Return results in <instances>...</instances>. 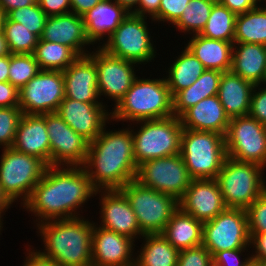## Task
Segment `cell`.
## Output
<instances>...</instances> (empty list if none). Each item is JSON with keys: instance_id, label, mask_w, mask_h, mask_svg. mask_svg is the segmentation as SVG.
Listing matches in <instances>:
<instances>
[{"instance_id": "obj_1", "label": "cell", "mask_w": 266, "mask_h": 266, "mask_svg": "<svg viewBox=\"0 0 266 266\" xmlns=\"http://www.w3.org/2000/svg\"><path fill=\"white\" fill-rule=\"evenodd\" d=\"M96 191L83 166H47L22 207L35 215L36 225L80 217L79 210L82 213L85 203L96 196Z\"/></svg>"}, {"instance_id": "obj_2", "label": "cell", "mask_w": 266, "mask_h": 266, "mask_svg": "<svg viewBox=\"0 0 266 266\" xmlns=\"http://www.w3.org/2000/svg\"><path fill=\"white\" fill-rule=\"evenodd\" d=\"M106 128L89 143L83 167L96 190L121 189L136 179L138 170L131 126L118 131Z\"/></svg>"}, {"instance_id": "obj_3", "label": "cell", "mask_w": 266, "mask_h": 266, "mask_svg": "<svg viewBox=\"0 0 266 266\" xmlns=\"http://www.w3.org/2000/svg\"><path fill=\"white\" fill-rule=\"evenodd\" d=\"M44 250L60 266H92V233L94 221L85 217L49 220L35 225Z\"/></svg>"}, {"instance_id": "obj_4", "label": "cell", "mask_w": 266, "mask_h": 266, "mask_svg": "<svg viewBox=\"0 0 266 266\" xmlns=\"http://www.w3.org/2000/svg\"><path fill=\"white\" fill-rule=\"evenodd\" d=\"M173 100L163 78L135 79L125 96L112 107L111 121L137 122L173 116Z\"/></svg>"}, {"instance_id": "obj_5", "label": "cell", "mask_w": 266, "mask_h": 266, "mask_svg": "<svg viewBox=\"0 0 266 266\" xmlns=\"http://www.w3.org/2000/svg\"><path fill=\"white\" fill-rule=\"evenodd\" d=\"M264 171L261 165L227 156L215 178L225 206L246 210L266 190Z\"/></svg>"}, {"instance_id": "obj_6", "label": "cell", "mask_w": 266, "mask_h": 266, "mask_svg": "<svg viewBox=\"0 0 266 266\" xmlns=\"http://www.w3.org/2000/svg\"><path fill=\"white\" fill-rule=\"evenodd\" d=\"M180 155L192 179H215L227 158L225 135L183 129Z\"/></svg>"}, {"instance_id": "obj_7", "label": "cell", "mask_w": 266, "mask_h": 266, "mask_svg": "<svg viewBox=\"0 0 266 266\" xmlns=\"http://www.w3.org/2000/svg\"><path fill=\"white\" fill-rule=\"evenodd\" d=\"M140 125L137 132L131 127L134 157L137 166L145 161L180 154L183 127L175 115L133 122Z\"/></svg>"}, {"instance_id": "obj_8", "label": "cell", "mask_w": 266, "mask_h": 266, "mask_svg": "<svg viewBox=\"0 0 266 266\" xmlns=\"http://www.w3.org/2000/svg\"><path fill=\"white\" fill-rule=\"evenodd\" d=\"M1 150V187L13 203L21 200L22 206L41 180L47 165L38 157L22 153L13 147Z\"/></svg>"}, {"instance_id": "obj_9", "label": "cell", "mask_w": 266, "mask_h": 266, "mask_svg": "<svg viewBox=\"0 0 266 266\" xmlns=\"http://www.w3.org/2000/svg\"><path fill=\"white\" fill-rule=\"evenodd\" d=\"M120 190L128 199L144 235L161 234L179 208L175 197L147 188L136 180L130 181Z\"/></svg>"}, {"instance_id": "obj_10", "label": "cell", "mask_w": 266, "mask_h": 266, "mask_svg": "<svg viewBox=\"0 0 266 266\" xmlns=\"http://www.w3.org/2000/svg\"><path fill=\"white\" fill-rule=\"evenodd\" d=\"M146 21L147 17L129 14L100 47L108 54L138 65L152 62L157 50Z\"/></svg>"}, {"instance_id": "obj_11", "label": "cell", "mask_w": 266, "mask_h": 266, "mask_svg": "<svg viewBox=\"0 0 266 266\" xmlns=\"http://www.w3.org/2000/svg\"><path fill=\"white\" fill-rule=\"evenodd\" d=\"M202 245L212 256L223 250L251 248L246 210L226 208L204 222Z\"/></svg>"}, {"instance_id": "obj_12", "label": "cell", "mask_w": 266, "mask_h": 266, "mask_svg": "<svg viewBox=\"0 0 266 266\" xmlns=\"http://www.w3.org/2000/svg\"><path fill=\"white\" fill-rule=\"evenodd\" d=\"M227 156L266 167V126L246 115L231 118L225 135Z\"/></svg>"}, {"instance_id": "obj_13", "label": "cell", "mask_w": 266, "mask_h": 266, "mask_svg": "<svg viewBox=\"0 0 266 266\" xmlns=\"http://www.w3.org/2000/svg\"><path fill=\"white\" fill-rule=\"evenodd\" d=\"M135 180L179 200L190 186L192 178L181 155L175 154L143 162L138 166Z\"/></svg>"}, {"instance_id": "obj_14", "label": "cell", "mask_w": 266, "mask_h": 266, "mask_svg": "<svg viewBox=\"0 0 266 266\" xmlns=\"http://www.w3.org/2000/svg\"><path fill=\"white\" fill-rule=\"evenodd\" d=\"M41 115L49 136L50 166H83L90 142L77 134L57 112Z\"/></svg>"}, {"instance_id": "obj_15", "label": "cell", "mask_w": 266, "mask_h": 266, "mask_svg": "<svg viewBox=\"0 0 266 266\" xmlns=\"http://www.w3.org/2000/svg\"><path fill=\"white\" fill-rule=\"evenodd\" d=\"M96 48L88 55L96 65L99 97L111 98L115 107L138 77L139 70H135L138 64L108 54L99 46Z\"/></svg>"}, {"instance_id": "obj_16", "label": "cell", "mask_w": 266, "mask_h": 266, "mask_svg": "<svg viewBox=\"0 0 266 266\" xmlns=\"http://www.w3.org/2000/svg\"><path fill=\"white\" fill-rule=\"evenodd\" d=\"M64 98L63 72L41 70L19 90V107L23 114L57 112Z\"/></svg>"}, {"instance_id": "obj_17", "label": "cell", "mask_w": 266, "mask_h": 266, "mask_svg": "<svg viewBox=\"0 0 266 266\" xmlns=\"http://www.w3.org/2000/svg\"><path fill=\"white\" fill-rule=\"evenodd\" d=\"M97 194L101 196V222L100 225L96 222L98 226L128 236L134 241L144 236L128 199L120 189L97 190Z\"/></svg>"}, {"instance_id": "obj_18", "label": "cell", "mask_w": 266, "mask_h": 266, "mask_svg": "<svg viewBox=\"0 0 266 266\" xmlns=\"http://www.w3.org/2000/svg\"><path fill=\"white\" fill-rule=\"evenodd\" d=\"M106 106L105 103H85L65 97L57 113L77 134L92 142L106 123L111 122V112Z\"/></svg>"}, {"instance_id": "obj_19", "label": "cell", "mask_w": 266, "mask_h": 266, "mask_svg": "<svg viewBox=\"0 0 266 266\" xmlns=\"http://www.w3.org/2000/svg\"><path fill=\"white\" fill-rule=\"evenodd\" d=\"M134 242L128 236L104 229L94 222L92 266H134Z\"/></svg>"}, {"instance_id": "obj_20", "label": "cell", "mask_w": 266, "mask_h": 266, "mask_svg": "<svg viewBox=\"0 0 266 266\" xmlns=\"http://www.w3.org/2000/svg\"><path fill=\"white\" fill-rule=\"evenodd\" d=\"M178 204L182 211L203 223L227 208L215 179H192Z\"/></svg>"}, {"instance_id": "obj_21", "label": "cell", "mask_w": 266, "mask_h": 266, "mask_svg": "<svg viewBox=\"0 0 266 266\" xmlns=\"http://www.w3.org/2000/svg\"><path fill=\"white\" fill-rule=\"evenodd\" d=\"M65 97L85 103H103L97 83V69L89 55L79 56L64 71Z\"/></svg>"}, {"instance_id": "obj_22", "label": "cell", "mask_w": 266, "mask_h": 266, "mask_svg": "<svg viewBox=\"0 0 266 266\" xmlns=\"http://www.w3.org/2000/svg\"><path fill=\"white\" fill-rule=\"evenodd\" d=\"M40 39L66 45L78 56L88 55V46L92 45L86 37L82 16L75 13L48 16Z\"/></svg>"}, {"instance_id": "obj_23", "label": "cell", "mask_w": 266, "mask_h": 266, "mask_svg": "<svg viewBox=\"0 0 266 266\" xmlns=\"http://www.w3.org/2000/svg\"><path fill=\"white\" fill-rule=\"evenodd\" d=\"M129 14L125 8L115 1L102 0L82 15L85 34L92 46L98 42L99 47L100 44H104Z\"/></svg>"}, {"instance_id": "obj_24", "label": "cell", "mask_w": 266, "mask_h": 266, "mask_svg": "<svg viewBox=\"0 0 266 266\" xmlns=\"http://www.w3.org/2000/svg\"><path fill=\"white\" fill-rule=\"evenodd\" d=\"M12 147L38 157L50 166V142L45 118L40 114H23Z\"/></svg>"}, {"instance_id": "obj_25", "label": "cell", "mask_w": 266, "mask_h": 266, "mask_svg": "<svg viewBox=\"0 0 266 266\" xmlns=\"http://www.w3.org/2000/svg\"><path fill=\"white\" fill-rule=\"evenodd\" d=\"M184 129L212 131L226 135L230 118L217 95L204 98L180 116Z\"/></svg>"}, {"instance_id": "obj_26", "label": "cell", "mask_w": 266, "mask_h": 266, "mask_svg": "<svg viewBox=\"0 0 266 266\" xmlns=\"http://www.w3.org/2000/svg\"><path fill=\"white\" fill-rule=\"evenodd\" d=\"M231 71L254 85L266 84L265 45L234 43Z\"/></svg>"}, {"instance_id": "obj_27", "label": "cell", "mask_w": 266, "mask_h": 266, "mask_svg": "<svg viewBox=\"0 0 266 266\" xmlns=\"http://www.w3.org/2000/svg\"><path fill=\"white\" fill-rule=\"evenodd\" d=\"M254 86L232 71L222 73L217 96L230 119L249 114Z\"/></svg>"}, {"instance_id": "obj_28", "label": "cell", "mask_w": 266, "mask_h": 266, "mask_svg": "<svg viewBox=\"0 0 266 266\" xmlns=\"http://www.w3.org/2000/svg\"><path fill=\"white\" fill-rule=\"evenodd\" d=\"M185 44L187 49L203 64L205 69L231 71L234 42L214 40L200 34L192 35Z\"/></svg>"}, {"instance_id": "obj_29", "label": "cell", "mask_w": 266, "mask_h": 266, "mask_svg": "<svg viewBox=\"0 0 266 266\" xmlns=\"http://www.w3.org/2000/svg\"><path fill=\"white\" fill-rule=\"evenodd\" d=\"M178 251L202 245L203 222L178 208L161 233Z\"/></svg>"}, {"instance_id": "obj_30", "label": "cell", "mask_w": 266, "mask_h": 266, "mask_svg": "<svg viewBox=\"0 0 266 266\" xmlns=\"http://www.w3.org/2000/svg\"><path fill=\"white\" fill-rule=\"evenodd\" d=\"M222 72L206 69L188 88L179 91L173 98V114L180 117L187 109L204 98L218 94Z\"/></svg>"}, {"instance_id": "obj_31", "label": "cell", "mask_w": 266, "mask_h": 266, "mask_svg": "<svg viewBox=\"0 0 266 266\" xmlns=\"http://www.w3.org/2000/svg\"><path fill=\"white\" fill-rule=\"evenodd\" d=\"M141 239L134 266H177L179 251L162 234H145Z\"/></svg>"}, {"instance_id": "obj_32", "label": "cell", "mask_w": 266, "mask_h": 266, "mask_svg": "<svg viewBox=\"0 0 266 266\" xmlns=\"http://www.w3.org/2000/svg\"><path fill=\"white\" fill-rule=\"evenodd\" d=\"M166 71L165 77L172 98L181 90L193 84L206 70L203 64L190 52L186 46L181 54Z\"/></svg>"}, {"instance_id": "obj_33", "label": "cell", "mask_w": 266, "mask_h": 266, "mask_svg": "<svg viewBox=\"0 0 266 266\" xmlns=\"http://www.w3.org/2000/svg\"><path fill=\"white\" fill-rule=\"evenodd\" d=\"M234 43L266 45V5L257 7L236 17Z\"/></svg>"}, {"instance_id": "obj_34", "label": "cell", "mask_w": 266, "mask_h": 266, "mask_svg": "<svg viewBox=\"0 0 266 266\" xmlns=\"http://www.w3.org/2000/svg\"><path fill=\"white\" fill-rule=\"evenodd\" d=\"M41 70L64 71L79 56L68 46L38 40L33 53Z\"/></svg>"}, {"instance_id": "obj_35", "label": "cell", "mask_w": 266, "mask_h": 266, "mask_svg": "<svg viewBox=\"0 0 266 266\" xmlns=\"http://www.w3.org/2000/svg\"><path fill=\"white\" fill-rule=\"evenodd\" d=\"M236 17V14L217 0L200 35L209 39L234 42Z\"/></svg>"}, {"instance_id": "obj_36", "label": "cell", "mask_w": 266, "mask_h": 266, "mask_svg": "<svg viewBox=\"0 0 266 266\" xmlns=\"http://www.w3.org/2000/svg\"><path fill=\"white\" fill-rule=\"evenodd\" d=\"M217 0H191L181 17L173 24L185 35H198L205 28L214 3Z\"/></svg>"}, {"instance_id": "obj_37", "label": "cell", "mask_w": 266, "mask_h": 266, "mask_svg": "<svg viewBox=\"0 0 266 266\" xmlns=\"http://www.w3.org/2000/svg\"><path fill=\"white\" fill-rule=\"evenodd\" d=\"M10 54H33L39 38L22 24L11 21L7 16L2 28Z\"/></svg>"}, {"instance_id": "obj_38", "label": "cell", "mask_w": 266, "mask_h": 266, "mask_svg": "<svg viewBox=\"0 0 266 266\" xmlns=\"http://www.w3.org/2000/svg\"><path fill=\"white\" fill-rule=\"evenodd\" d=\"M41 71L33 54H10L8 81L20 90Z\"/></svg>"}, {"instance_id": "obj_39", "label": "cell", "mask_w": 266, "mask_h": 266, "mask_svg": "<svg viewBox=\"0 0 266 266\" xmlns=\"http://www.w3.org/2000/svg\"><path fill=\"white\" fill-rule=\"evenodd\" d=\"M6 16L11 21L22 24L29 32L35 34L39 39L42 36L48 17L37 2L31 6L14 9Z\"/></svg>"}, {"instance_id": "obj_40", "label": "cell", "mask_w": 266, "mask_h": 266, "mask_svg": "<svg viewBox=\"0 0 266 266\" xmlns=\"http://www.w3.org/2000/svg\"><path fill=\"white\" fill-rule=\"evenodd\" d=\"M22 115L23 112L19 106L0 107V148L13 146Z\"/></svg>"}, {"instance_id": "obj_41", "label": "cell", "mask_w": 266, "mask_h": 266, "mask_svg": "<svg viewBox=\"0 0 266 266\" xmlns=\"http://www.w3.org/2000/svg\"><path fill=\"white\" fill-rule=\"evenodd\" d=\"M249 233H266V190L246 209Z\"/></svg>"}, {"instance_id": "obj_42", "label": "cell", "mask_w": 266, "mask_h": 266, "mask_svg": "<svg viewBox=\"0 0 266 266\" xmlns=\"http://www.w3.org/2000/svg\"><path fill=\"white\" fill-rule=\"evenodd\" d=\"M177 266H213L212 254L203 245L181 250Z\"/></svg>"}, {"instance_id": "obj_43", "label": "cell", "mask_w": 266, "mask_h": 266, "mask_svg": "<svg viewBox=\"0 0 266 266\" xmlns=\"http://www.w3.org/2000/svg\"><path fill=\"white\" fill-rule=\"evenodd\" d=\"M191 0H161L159 13L151 20L155 23L174 24L182 15Z\"/></svg>"}, {"instance_id": "obj_44", "label": "cell", "mask_w": 266, "mask_h": 266, "mask_svg": "<svg viewBox=\"0 0 266 266\" xmlns=\"http://www.w3.org/2000/svg\"><path fill=\"white\" fill-rule=\"evenodd\" d=\"M249 249H233V250H223L220 252H216L212 256L213 266H251V251ZM247 253V257L242 258L243 252Z\"/></svg>"}, {"instance_id": "obj_45", "label": "cell", "mask_w": 266, "mask_h": 266, "mask_svg": "<svg viewBox=\"0 0 266 266\" xmlns=\"http://www.w3.org/2000/svg\"><path fill=\"white\" fill-rule=\"evenodd\" d=\"M266 84L255 85L252 95L249 116L266 126ZM258 89V91H257Z\"/></svg>"}, {"instance_id": "obj_46", "label": "cell", "mask_w": 266, "mask_h": 266, "mask_svg": "<svg viewBox=\"0 0 266 266\" xmlns=\"http://www.w3.org/2000/svg\"><path fill=\"white\" fill-rule=\"evenodd\" d=\"M37 3L47 16L71 13L70 0H37Z\"/></svg>"}, {"instance_id": "obj_47", "label": "cell", "mask_w": 266, "mask_h": 266, "mask_svg": "<svg viewBox=\"0 0 266 266\" xmlns=\"http://www.w3.org/2000/svg\"><path fill=\"white\" fill-rule=\"evenodd\" d=\"M19 106V90L9 81L0 82V107Z\"/></svg>"}, {"instance_id": "obj_48", "label": "cell", "mask_w": 266, "mask_h": 266, "mask_svg": "<svg viewBox=\"0 0 266 266\" xmlns=\"http://www.w3.org/2000/svg\"><path fill=\"white\" fill-rule=\"evenodd\" d=\"M252 261H266V233H249Z\"/></svg>"}, {"instance_id": "obj_49", "label": "cell", "mask_w": 266, "mask_h": 266, "mask_svg": "<svg viewBox=\"0 0 266 266\" xmlns=\"http://www.w3.org/2000/svg\"><path fill=\"white\" fill-rule=\"evenodd\" d=\"M26 249V259L23 266H60L53 258H49L42 254L39 249L35 250L34 247ZM33 249V250H32Z\"/></svg>"}, {"instance_id": "obj_50", "label": "cell", "mask_w": 266, "mask_h": 266, "mask_svg": "<svg viewBox=\"0 0 266 266\" xmlns=\"http://www.w3.org/2000/svg\"><path fill=\"white\" fill-rule=\"evenodd\" d=\"M222 5L226 6L234 14H244L254 9L260 3L258 0H218Z\"/></svg>"}, {"instance_id": "obj_51", "label": "cell", "mask_w": 266, "mask_h": 266, "mask_svg": "<svg viewBox=\"0 0 266 266\" xmlns=\"http://www.w3.org/2000/svg\"><path fill=\"white\" fill-rule=\"evenodd\" d=\"M160 2L161 0H139L138 7L132 14L153 19L159 13Z\"/></svg>"}, {"instance_id": "obj_52", "label": "cell", "mask_w": 266, "mask_h": 266, "mask_svg": "<svg viewBox=\"0 0 266 266\" xmlns=\"http://www.w3.org/2000/svg\"><path fill=\"white\" fill-rule=\"evenodd\" d=\"M101 1L102 0H70L71 13L82 16Z\"/></svg>"}, {"instance_id": "obj_53", "label": "cell", "mask_w": 266, "mask_h": 266, "mask_svg": "<svg viewBox=\"0 0 266 266\" xmlns=\"http://www.w3.org/2000/svg\"><path fill=\"white\" fill-rule=\"evenodd\" d=\"M36 2L37 0H0V6L4 11V14L7 15L14 9L31 6Z\"/></svg>"}, {"instance_id": "obj_54", "label": "cell", "mask_w": 266, "mask_h": 266, "mask_svg": "<svg viewBox=\"0 0 266 266\" xmlns=\"http://www.w3.org/2000/svg\"><path fill=\"white\" fill-rule=\"evenodd\" d=\"M10 54L0 57V82H8Z\"/></svg>"}, {"instance_id": "obj_55", "label": "cell", "mask_w": 266, "mask_h": 266, "mask_svg": "<svg viewBox=\"0 0 266 266\" xmlns=\"http://www.w3.org/2000/svg\"><path fill=\"white\" fill-rule=\"evenodd\" d=\"M12 203L13 202L4 193L0 184V217L4 218L3 216L5 215V212L13 205Z\"/></svg>"}, {"instance_id": "obj_56", "label": "cell", "mask_w": 266, "mask_h": 266, "mask_svg": "<svg viewBox=\"0 0 266 266\" xmlns=\"http://www.w3.org/2000/svg\"><path fill=\"white\" fill-rule=\"evenodd\" d=\"M125 8L130 14L133 13L139 4V0H113Z\"/></svg>"}, {"instance_id": "obj_57", "label": "cell", "mask_w": 266, "mask_h": 266, "mask_svg": "<svg viewBox=\"0 0 266 266\" xmlns=\"http://www.w3.org/2000/svg\"><path fill=\"white\" fill-rule=\"evenodd\" d=\"M10 51L8 48L7 40L5 39V35L3 30H0V57L9 55Z\"/></svg>"}, {"instance_id": "obj_58", "label": "cell", "mask_w": 266, "mask_h": 266, "mask_svg": "<svg viewBox=\"0 0 266 266\" xmlns=\"http://www.w3.org/2000/svg\"><path fill=\"white\" fill-rule=\"evenodd\" d=\"M5 17H6V15L4 14L2 7L0 6V30H2V28H3V23H4Z\"/></svg>"}, {"instance_id": "obj_59", "label": "cell", "mask_w": 266, "mask_h": 266, "mask_svg": "<svg viewBox=\"0 0 266 266\" xmlns=\"http://www.w3.org/2000/svg\"><path fill=\"white\" fill-rule=\"evenodd\" d=\"M251 266H266V261H252Z\"/></svg>"}, {"instance_id": "obj_60", "label": "cell", "mask_w": 266, "mask_h": 266, "mask_svg": "<svg viewBox=\"0 0 266 266\" xmlns=\"http://www.w3.org/2000/svg\"><path fill=\"white\" fill-rule=\"evenodd\" d=\"M3 218L2 217H0V235H2L1 234V231H2V228H3Z\"/></svg>"}, {"instance_id": "obj_61", "label": "cell", "mask_w": 266, "mask_h": 266, "mask_svg": "<svg viewBox=\"0 0 266 266\" xmlns=\"http://www.w3.org/2000/svg\"><path fill=\"white\" fill-rule=\"evenodd\" d=\"M260 3H262L263 1L265 2L264 4H266V0H258Z\"/></svg>"}]
</instances>
